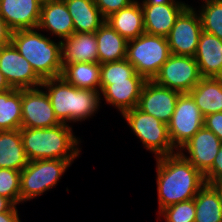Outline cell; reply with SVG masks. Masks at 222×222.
Returning <instances> with one entry per match:
<instances>
[{
	"label": "cell",
	"instance_id": "10",
	"mask_svg": "<svg viewBox=\"0 0 222 222\" xmlns=\"http://www.w3.org/2000/svg\"><path fill=\"white\" fill-rule=\"evenodd\" d=\"M202 31L198 11L188 5L177 17L174 26L166 37L171 54L194 57Z\"/></svg>",
	"mask_w": 222,
	"mask_h": 222
},
{
	"label": "cell",
	"instance_id": "37",
	"mask_svg": "<svg viewBox=\"0 0 222 222\" xmlns=\"http://www.w3.org/2000/svg\"><path fill=\"white\" fill-rule=\"evenodd\" d=\"M16 205L10 210L0 213V222H21Z\"/></svg>",
	"mask_w": 222,
	"mask_h": 222
},
{
	"label": "cell",
	"instance_id": "5",
	"mask_svg": "<svg viewBox=\"0 0 222 222\" xmlns=\"http://www.w3.org/2000/svg\"><path fill=\"white\" fill-rule=\"evenodd\" d=\"M170 55L167 38L163 36L143 33L127 42L126 60L146 80L154 79Z\"/></svg>",
	"mask_w": 222,
	"mask_h": 222
},
{
	"label": "cell",
	"instance_id": "31",
	"mask_svg": "<svg viewBox=\"0 0 222 222\" xmlns=\"http://www.w3.org/2000/svg\"><path fill=\"white\" fill-rule=\"evenodd\" d=\"M158 214L159 218L164 217L166 222H195L194 199L169 205Z\"/></svg>",
	"mask_w": 222,
	"mask_h": 222
},
{
	"label": "cell",
	"instance_id": "41",
	"mask_svg": "<svg viewBox=\"0 0 222 222\" xmlns=\"http://www.w3.org/2000/svg\"><path fill=\"white\" fill-rule=\"evenodd\" d=\"M213 186L218 190L220 197H221V201H222V181L213 184Z\"/></svg>",
	"mask_w": 222,
	"mask_h": 222
},
{
	"label": "cell",
	"instance_id": "15",
	"mask_svg": "<svg viewBox=\"0 0 222 222\" xmlns=\"http://www.w3.org/2000/svg\"><path fill=\"white\" fill-rule=\"evenodd\" d=\"M147 80L135 73L131 78L120 81H100L101 96L109 105L117 108L121 115L138 106L142 88Z\"/></svg>",
	"mask_w": 222,
	"mask_h": 222
},
{
	"label": "cell",
	"instance_id": "1",
	"mask_svg": "<svg viewBox=\"0 0 222 222\" xmlns=\"http://www.w3.org/2000/svg\"><path fill=\"white\" fill-rule=\"evenodd\" d=\"M158 207L194 199L206 184L205 176L179 152L156 158Z\"/></svg>",
	"mask_w": 222,
	"mask_h": 222
},
{
	"label": "cell",
	"instance_id": "8",
	"mask_svg": "<svg viewBox=\"0 0 222 222\" xmlns=\"http://www.w3.org/2000/svg\"><path fill=\"white\" fill-rule=\"evenodd\" d=\"M202 78L193 56L171 54L153 81L182 94L189 93Z\"/></svg>",
	"mask_w": 222,
	"mask_h": 222
},
{
	"label": "cell",
	"instance_id": "26",
	"mask_svg": "<svg viewBox=\"0 0 222 222\" xmlns=\"http://www.w3.org/2000/svg\"><path fill=\"white\" fill-rule=\"evenodd\" d=\"M100 63H73L63 67L61 77L71 85L94 91H100Z\"/></svg>",
	"mask_w": 222,
	"mask_h": 222
},
{
	"label": "cell",
	"instance_id": "30",
	"mask_svg": "<svg viewBox=\"0 0 222 222\" xmlns=\"http://www.w3.org/2000/svg\"><path fill=\"white\" fill-rule=\"evenodd\" d=\"M20 173L18 170L0 168V196L9 199L14 205L21 203Z\"/></svg>",
	"mask_w": 222,
	"mask_h": 222
},
{
	"label": "cell",
	"instance_id": "25",
	"mask_svg": "<svg viewBox=\"0 0 222 222\" xmlns=\"http://www.w3.org/2000/svg\"><path fill=\"white\" fill-rule=\"evenodd\" d=\"M99 63L126 59L127 40L114 30L107 21L95 32Z\"/></svg>",
	"mask_w": 222,
	"mask_h": 222
},
{
	"label": "cell",
	"instance_id": "13",
	"mask_svg": "<svg viewBox=\"0 0 222 222\" xmlns=\"http://www.w3.org/2000/svg\"><path fill=\"white\" fill-rule=\"evenodd\" d=\"M221 145L220 139L203 126L178 152L205 176L212 169ZM183 151L189 155L186 156Z\"/></svg>",
	"mask_w": 222,
	"mask_h": 222
},
{
	"label": "cell",
	"instance_id": "19",
	"mask_svg": "<svg viewBox=\"0 0 222 222\" xmlns=\"http://www.w3.org/2000/svg\"><path fill=\"white\" fill-rule=\"evenodd\" d=\"M194 58L202 77L222 78V39L202 31Z\"/></svg>",
	"mask_w": 222,
	"mask_h": 222
},
{
	"label": "cell",
	"instance_id": "38",
	"mask_svg": "<svg viewBox=\"0 0 222 222\" xmlns=\"http://www.w3.org/2000/svg\"><path fill=\"white\" fill-rule=\"evenodd\" d=\"M15 205L7 198L0 196V213L10 211Z\"/></svg>",
	"mask_w": 222,
	"mask_h": 222
},
{
	"label": "cell",
	"instance_id": "11",
	"mask_svg": "<svg viewBox=\"0 0 222 222\" xmlns=\"http://www.w3.org/2000/svg\"><path fill=\"white\" fill-rule=\"evenodd\" d=\"M21 111L23 128H50L61 124L47 93L40 87L21 89Z\"/></svg>",
	"mask_w": 222,
	"mask_h": 222
},
{
	"label": "cell",
	"instance_id": "16",
	"mask_svg": "<svg viewBox=\"0 0 222 222\" xmlns=\"http://www.w3.org/2000/svg\"><path fill=\"white\" fill-rule=\"evenodd\" d=\"M40 12L38 0H0V15L12 31L37 28Z\"/></svg>",
	"mask_w": 222,
	"mask_h": 222
},
{
	"label": "cell",
	"instance_id": "6",
	"mask_svg": "<svg viewBox=\"0 0 222 222\" xmlns=\"http://www.w3.org/2000/svg\"><path fill=\"white\" fill-rule=\"evenodd\" d=\"M122 117L146 150L154 153L155 158L178 152L171 142L166 123L141 111L137 106L124 112Z\"/></svg>",
	"mask_w": 222,
	"mask_h": 222
},
{
	"label": "cell",
	"instance_id": "2",
	"mask_svg": "<svg viewBox=\"0 0 222 222\" xmlns=\"http://www.w3.org/2000/svg\"><path fill=\"white\" fill-rule=\"evenodd\" d=\"M40 88H45L60 123L85 121L101 106V91L77 88L61 76L43 80Z\"/></svg>",
	"mask_w": 222,
	"mask_h": 222
},
{
	"label": "cell",
	"instance_id": "17",
	"mask_svg": "<svg viewBox=\"0 0 222 222\" xmlns=\"http://www.w3.org/2000/svg\"><path fill=\"white\" fill-rule=\"evenodd\" d=\"M187 6L186 3L141 5L145 33L167 37L177 17Z\"/></svg>",
	"mask_w": 222,
	"mask_h": 222
},
{
	"label": "cell",
	"instance_id": "22",
	"mask_svg": "<svg viewBox=\"0 0 222 222\" xmlns=\"http://www.w3.org/2000/svg\"><path fill=\"white\" fill-rule=\"evenodd\" d=\"M188 94L204 117L222 112V78L203 77Z\"/></svg>",
	"mask_w": 222,
	"mask_h": 222
},
{
	"label": "cell",
	"instance_id": "18",
	"mask_svg": "<svg viewBox=\"0 0 222 222\" xmlns=\"http://www.w3.org/2000/svg\"><path fill=\"white\" fill-rule=\"evenodd\" d=\"M62 67L79 62L97 63L98 45L95 32L73 33L61 41Z\"/></svg>",
	"mask_w": 222,
	"mask_h": 222
},
{
	"label": "cell",
	"instance_id": "28",
	"mask_svg": "<svg viewBox=\"0 0 222 222\" xmlns=\"http://www.w3.org/2000/svg\"><path fill=\"white\" fill-rule=\"evenodd\" d=\"M21 89H9L0 93V130L21 128Z\"/></svg>",
	"mask_w": 222,
	"mask_h": 222
},
{
	"label": "cell",
	"instance_id": "3",
	"mask_svg": "<svg viewBox=\"0 0 222 222\" xmlns=\"http://www.w3.org/2000/svg\"><path fill=\"white\" fill-rule=\"evenodd\" d=\"M29 161L60 159L74 161L80 155L79 140L72 126L61 123L50 128H20Z\"/></svg>",
	"mask_w": 222,
	"mask_h": 222
},
{
	"label": "cell",
	"instance_id": "42",
	"mask_svg": "<svg viewBox=\"0 0 222 222\" xmlns=\"http://www.w3.org/2000/svg\"><path fill=\"white\" fill-rule=\"evenodd\" d=\"M58 1H61V0H38V3L41 6H43V5L50 4V3H53V2H58Z\"/></svg>",
	"mask_w": 222,
	"mask_h": 222
},
{
	"label": "cell",
	"instance_id": "36",
	"mask_svg": "<svg viewBox=\"0 0 222 222\" xmlns=\"http://www.w3.org/2000/svg\"><path fill=\"white\" fill-rule=\"evenodd\" d=\"M12 30L8 27L3 17L0 15V48L11 43Z\"/></svg>",
	"mask_w": 222,
	"mask_h": 222
},
{
	"label": "cell",
	"instance_id": "7",
	"mask_svg": "<svg viewBox=\"0 0 222 222\" xmlns=\"http://www.w3.org/2000/svg\"><path fill=\"white\" fill-rule=\"evenodd\" d=\"M74 161L60 159L29 161L20 173V197L24 203L49 191Z\"/></svg>",
	"mask_w": 222,
	"mask_h": 222
},
{
	"label": "cell",
	"instance_id": "27",
	"mask_svg": "<svg viewBox=\"0 0 222 222\" xmlns=\"http://www.w3.org/2000/svg\"><path fill=\"white\" fill-rule=\"evenodd\" d=\"M195 222H222V201L218 190L205 184L194 198Z\"/></svg>",
	"mask_w": 222,
	"mask_h": 222
},
{
	"label": "cell",
	"instance_id": "24",
	"mask_svg": "<svg viewBox=\"0 0 222 222\" xmlns=\"http://www.w3.org/2000/svg\"><path fill=\"white\" fill-rule=\"evenodd\" d=\"M28 163L20 129L0 130V168L22 171Z\"/></svg>",
	"mask_w": 222,
	"mask_h": 222
},
{
	"label": "cell",
	"instance_id": "29",
	"mask_svg": "<svg viewBox=\"0 0 222 222\" xmlns=\"http://www.w3.org/2000/svg\"><path fill=\"white\" fill-rule=\"evenodd\" d=\"M198 10L202 30L222 39V0H202Z\"/></svg>",
	"mask_w": 222,
	"mask_h": 222
},
{
	"label": "cell",
	"instance_id": "14",
	"mask_svg": "<svg viewBox=\"0 0 222 222\" xmlns=\"http://www.w3.org/2000/svg\"><path fill=\"white\" fill-rule=\"evenodd\" d=\"M181 93L159 86L153 80H147L139 97L138 108L168 124Z\"/></svg>",
	"mask_w": 222,
	"mask_h": 222
},
{
	"label": "cell",
	"instance_id": "12",
	"mask_svg": "<svg viewBox=\"0 0 222 222\" xmlns=\"http://www.w3.org/2000/svg\"><path fill=\"white\" fill-rule=\"evenodd\" d=\"M0 71L15 89L38 88L43 82L12 43L0 48Z\"/></svg>",
	"mask_w": 222,
	"mask_h": 222
},
{
	"label": "cell",
	"instance_id": "20",
	"mask_svg": "<svg viewBox=\"0 0 222 222\" xmlns=\"http://www.w3.org/2000/svg\"><path fill=\"white\" fill-rule=\"evenodd\" d=\"M37 29L49 31L50 35H56L61 41L75 32L72 17L64 0L41 6Z\"/></svg>",
	"mask_w": 222,
	"mask_h": 222
},
{
	"label": "cell",
	"instance_id": "33",
	"mask_svg": "<svg viewBox=\"0 0 222 222\" xmlns=\"http://www.w3.org/2000/svg\"><path fill=\"white\" fill-rule=\"evenodd\" d=\"M135 0H94V3L106 19L112 13L120 11L122 8L129 6Z\"/></svg>",
	"mask_w": 222,
	"mask_h": 222
},
{
	"label": "cell",
	"instance_id": "21",
	"mask_svg": "<svg viewBox=\"0 0 222 222\" xmlns=\"http://www.w3.org/2000/svg\"><path fill=\"white\" fill-rule=\"evenodd\" d=\"M105 21L127 41L133 40L145 33L143 10L138 0H135L120 11L112 13Z\"/></svg>",
	"mask_w": 222,
	"mask_h": 222
},
{
	"label": "cell",
	"instance_id": "40",
	"mask_svg": "<svg viewBox=\"0 0 222 222\" xmlns=\"http://www.w3.org/2000/svg\"><path fill=\"white\" fill-rule=\"evenodd\" d=\"M9 89H12V87L9 85L3 73L0 71V93Z\"/></svg>",
	"mask_w": 222,
	"mask_h": 222
},
{
	"label": "cell",
	"instance_id": "23",
	"mask_svg": "<svg viewBox=\"0 0 222 222\" xmlns=\"http://www.w3.org/2000/svg\"><path fill=\"white\" fill-rule=\"evenodd\" d=\"M72 17L75 33L96 32L105 22L94 0H64Z\"/></svg>",
	"mask_w": 222,
	"mask_h": 222
},
{
	"label": "cell",
	"instance_id": "4",
	"mask_svg": "<svg viewBox=\"0 0 222 222\" xmlns=\"http://www.w3.org/2000/svg\"><path fill=\"white\" fill-rule=\"evenodd\" d=\"M39 31L37 28L12 31L11 43L42 80L59 77L63 71L61 40L56 43Z\"/></svg>",
	"mask_w": 222,
	"mask_h": 222
},
{
	"label": "cell",
	"instance_id": "9",
	"mask_svg": "<svg viewBox=\"0 0 222 222\" xmlns=\"http://www.w3.org/2000/svg\"><path fill=\"white\" fill-rule=\"evenodd\" d=\"M204 116L188 93L179 95L168 125L173 146L179 149L203 127Z\"/></svg>",
	"mask_w": 222,
	"mask_h": 222
},
{
	"label": "cell",
	"instance_id": "35",
	"mask_svg": "<svg viewBox=\"0 0 222 222\" xmlns=\"http://www.w3.org/2000/svg\"><path fill=\"white\" fill-rule=\"evenodd\" d=\"M203 126L212 131L222 142V112L205 116Z\"/></svg>",
	"mask_w": 222,
	"mask_h": 222
},
{
	"label": "cell",
	"instance_id": "39",
	"mask_svg": "<svg viewBox=\"0 0 222 222\" xmlns=\"http://www.w3.org/2000/svg\"><path fill=\"white\" fill-rule=\"evenodd\" d=\"M167 3H184L182 1L177 0H143L141 5H160V4H167Z\"/></svg>",
	"mask_w": 222,
	"mask_h": 222
},
{
	"label": "cell",
	"instance_id": "34",
	"mask_svg": "<svg viewBox=\"0 0 222 222\" xmlns=\"http://www.w3.org/2000/svg\"><path fill=\"white\" fill-rule=\"evenodd\" d=\"M206 184L213 185L222 181V145L214 159L212 169L205 175Z\"/></svg>",
	"mask_w": 222,
	"mask_h": 222
},
{
	"label": "cell",
	"instance_id": "32",
	"mask_svg": "<svg viewBox=\"0 0 222 222\" xmlns=\"http://www.w3.org/2000/svg\"><path fill=\"white\" fill-rule=\"evenodd\" d=\"M100 81H120L131 78L135 68L126 59L100 64Z\"/></svg>",
	"mask_w": 222,
	"mask_h": 222
}]
</instances>
